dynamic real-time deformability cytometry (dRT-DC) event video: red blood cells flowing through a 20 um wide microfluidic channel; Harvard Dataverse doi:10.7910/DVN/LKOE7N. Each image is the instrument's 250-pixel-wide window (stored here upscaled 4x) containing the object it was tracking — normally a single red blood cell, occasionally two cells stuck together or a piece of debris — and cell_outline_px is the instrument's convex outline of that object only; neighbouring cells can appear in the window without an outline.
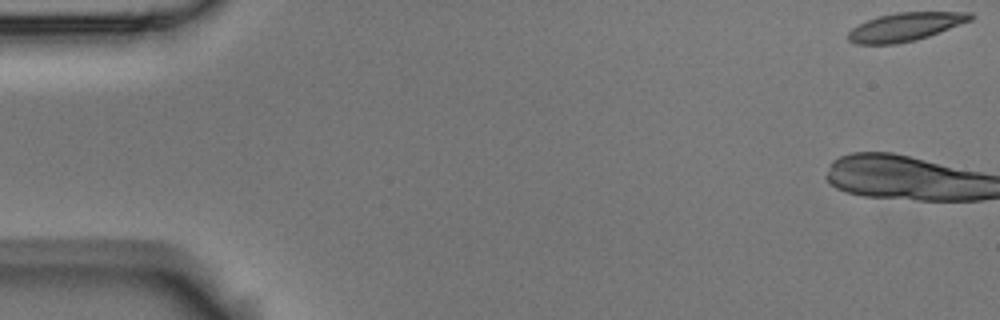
{"species": "Egyptian fruit bat (a non-hibernating species)", "species_latin": "Rousettus aegyptiacus", "temperature_condition": "room temperature", "stored_images_in_passage": 3, "camera_frame_rate_fps": 3000, "um_per_image_px": 0.085, "animal": {"sex": "male"}, "frame": {"image": 1, "passage_image": 1, "time_ms": 0.0, "image_size_px": [1000, 320], "cell_outline_px": [[976, 16], [972, 20], [928, 36], [916, 40], [896, 44], [856, 44], [848, 40], [848, 32], [856, 24], [880, 16], [896, 12], [972, 12]], "centroid_in_image_um": [76.96, 2.28], "position_along_channel_um": 8.0, "area_um2": 20.23}}
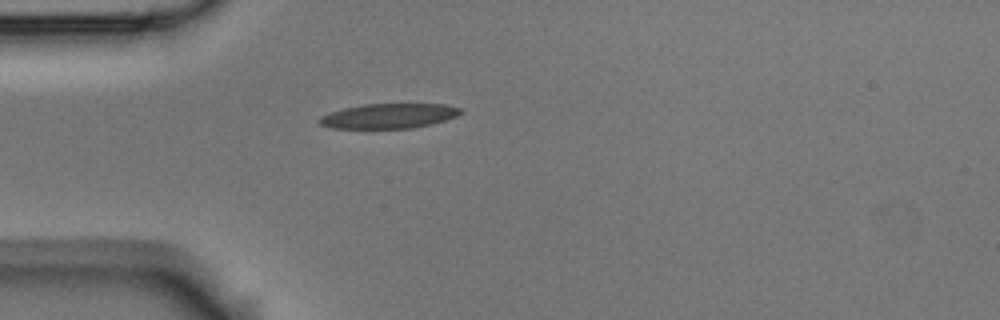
{"frame": {"image": 2, "passage_image": 3, "time_ms": 0.667, "image_size_px": [1000, 320], "cell_outline_px": [[464, 112], [456, 116], [432, 124], [412, 128], [332, 128], [320, 124], [316, 120], [320, 116], [344, 108], [364, 104], [444, 104], [460, 108]], "centroid_in_image_um": [33.05, 9.85], "position_along_channel_um": 52.0, "area_um2": 20.35}}